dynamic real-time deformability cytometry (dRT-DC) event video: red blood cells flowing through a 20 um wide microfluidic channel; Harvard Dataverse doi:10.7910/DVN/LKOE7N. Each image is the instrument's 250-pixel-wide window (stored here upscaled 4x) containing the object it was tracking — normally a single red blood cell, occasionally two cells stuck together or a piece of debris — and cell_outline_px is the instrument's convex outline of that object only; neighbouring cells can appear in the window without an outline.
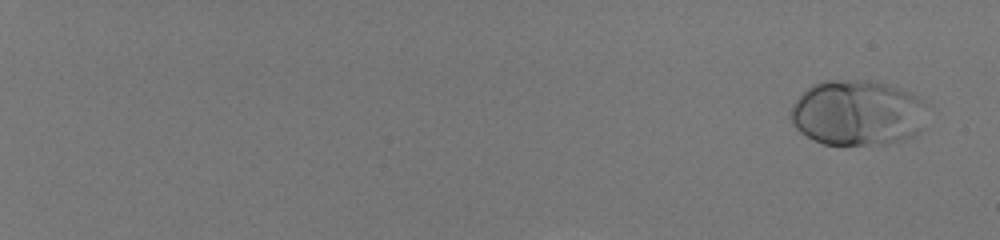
{"species": "human", "species_latin": "Homo sapiens", "temperature_condition": "room temperature", "stored_images_in_passage": 40, "camera_frame_rate_fps": 3000, "um_per_image_px": 0.085, "donor": {"sex": "male"}, "frame": {"image": 1, "passage_image": 1, "time_ms": 0.0, "image_size_px": [1000, 240], "cell_outline_px": [[932, 108], [920, 132], [912, 136], [888, 144], [824, 144], [812, 140], [800, 132], [796, 128], [788, 116], [792, 104], [812, 84], [824, 80], [868, 80], [888, 84], [912, 92], [928, 100]], "centroid_in_image_um": [72.97, 9.58], "position_along_channel_um": 12.0, "area_um2": 53.41}}
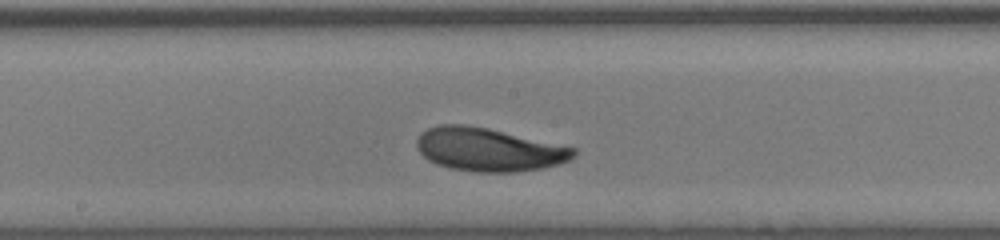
{"frame": {"image": 2, "passage_image": 25, "time_ms": 8.0, "image_size_px": [1000, 240], "cell_outline_px": [[576, 156], [568, 160], [544, 168], [516, 172], [476, 172], [452, 168], [436, 164], [428, 160], [416, 148], [416, 140], [420, 132], [428, 128], [440, 124], [468, 124], [488, 128], [576, 148]], "centroid_in_image_um": [41.5, 12.7], "position_along_channel_um": 206.7, "area_um2": 39.65}}
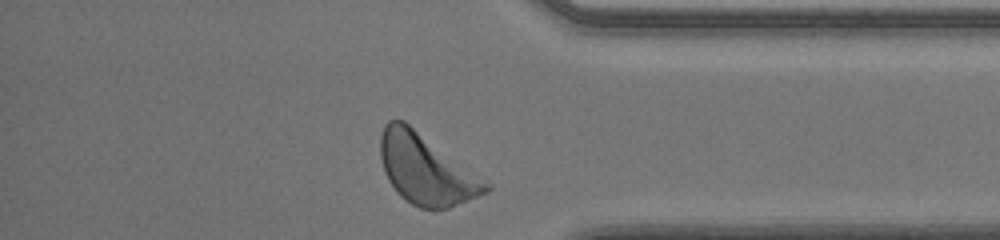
{"frame": {"image": 3, "passage_image": 40, "time_ms": 13.0, "image_size_px": [1000, 240], "cell_outline_px": [[492, 188], [488, 192], [448, 208], [420, 208], [412, 204], [400, 196], [396, 192], [388, 180], [384, 172], [380, 156], [380, 136], [384, 124], [388, 120], [404, 120], [492, 184]], "centroid_in_image_um": [36.21, 14.38], "position_along_channel_um": 399.0, "area_um2": 43.0}, "authors_computed_cell_mechanics": {"area_um2": 39.2751, "velocity_mm_per_s": 3.9302, "shape_relaxation_time_tau1_ms": 2.7023, "shape_relaxation_time_tau2_ms": 7.5311, "deformation_change_tau1": 0.1504, "deformation_change_tau2": 0.1747}}